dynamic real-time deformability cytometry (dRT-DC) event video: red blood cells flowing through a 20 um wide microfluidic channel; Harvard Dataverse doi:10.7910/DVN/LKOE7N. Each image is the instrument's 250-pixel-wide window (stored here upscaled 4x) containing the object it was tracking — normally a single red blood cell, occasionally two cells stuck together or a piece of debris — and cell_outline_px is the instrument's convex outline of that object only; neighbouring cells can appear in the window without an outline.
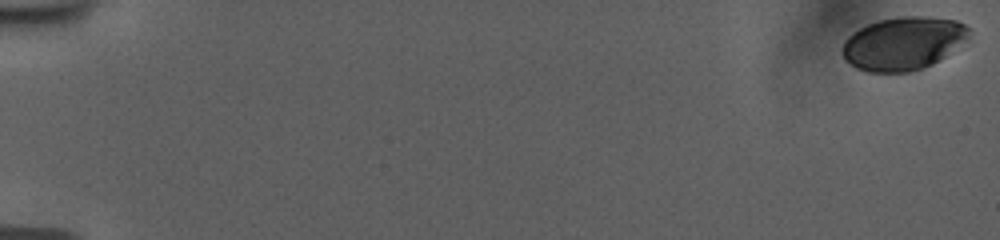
{"species": "human", "species_latin": "Homo sapiens", "temperature_condition": "room temperature", "stored_images_in_passage": 10, "camera_frame_rate_fps": 3000, "um_per_image_px": 0.085, "donor": {"sex": "female"}, "frame": {"image": 1, "passage_image": 1, "time_ms": 0.0, "image_size_px": [1000, 240], "cell_outline_px": [[968, 36], [940, 60], [924, 68], [908, 72], [868, 72], [856, 68], [840, 52], [840, 48], [844, 40], [852, 32], [868, 24], [880, 20], [900, 16], [928, 16], [956, 20], [964, 24], [968, 28]], "centroid_in_image_um": [76.72, 3.68], "position_along_channel_um": 8.3, "area_um2": 39.02}}